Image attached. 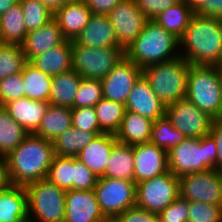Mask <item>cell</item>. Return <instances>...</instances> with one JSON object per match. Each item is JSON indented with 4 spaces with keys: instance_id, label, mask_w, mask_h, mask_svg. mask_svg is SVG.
Wrapping results in <instances>:
<instances>
[{
    "instance_id": "16",
    "label": "cell",
    "mask_w": 222,
    "mask_h": 222,
    "mask_svg": "<svg viewBox=\"0 0 222 222\" xmlns=\"http://www.w3.org/2000/svg\"><path fill=\"white\" fill-rule=\"evenodd\" d=\"M64 222H103L94 190H68L65 195Z\"/></svg>"
},
{
    "instance_id": "47",
    "label": "cell",
    "mask_w": 222,
    "mask_h": 222,
    "mask_svg": "<svg viewBox=\"0 0 222 222\" xmlns=\"http://www.w3.org/2000/svg\"><path fill=\"white\" fill-rule=\"evenodd\" d=\"M92 14L108 15L122 0H84Z\"/></svg>"
},
{
    "instance_id": "41",
    "label": "cell",
    "mask_w": 222,
    "mask_h": 222,
    "mask_svg": "<svg viewBox=\"0 0 222 222\" xmlns=\"http://www.w3.org/2000/svg\"><path fill=\"white\" fill-rule=\"evenodd\" d=\"M24 97L25 90L22 72L12 74L0 80V106H4L10 101Z\"/></svg>"
},
{
    "instance_id": "8",
    "label": "cell",
    "mask_w": 222,
    "mask_h": 222,
    "mask_svg": "<svg viewBox=\"0 0 222 222\" xmlns=\"http://www.w3.org/2000/svg\"><path fill=\"white\" fill-rule=\"evenodd\" d=\"M124 58L123 47L95 48L72 41V69L82 78L102 80Z\"/></svg>"
},
{
    "instance_id": "18",
    "label": "cell",
    "mask_w": 222,
    "mask_h": 222,
    "mask_svg": "<svg viewBox=\"0 0 222 222\" xmlns=\"http://www.w3.org/2000/svg\"><path fill=\"white\" fill-rule=\"evenodd\" d=\"M117 142L116 134L96 135L76 158L83 162L96 177L101 178L105 173L112 148Z\"/></svg>"
},
{
    "instance_id": "15",
    "label": "cell",
    "mask_w": 222,
    "mask_h": 222,
    "mask_svg": "<svg viewBox=\"0 0 222 222\" xmlns=\"http://www.w3.org/2000/svg\"><path fill=\"white\" fill-rule=\"evenodd\" d=\"M133 155L136 184L169 171L168 153L152 142L133 145Z\"/></svg>"
},
{
    "instance_id": "36",
    "label": "cell",
    "mask_w": 222,
    "mask_h": 222,
    "mask_svg": "<svg viewBox=\"0 0 222 222\" xmlns=\"http://www.w3.org/2000/svg\"><path fill=\"white\" fill-rule=\"evenodd\" d=\"M27 62L20 44L0 43V80L23 72Z\"/></svg>"
},
{
    "instance_id": "39",
    "label": "cell",
    "mask_w": 222,
    "mask_h": 222,
    "mask_svg": "<svg viewBox=\"0 0 222 222\" xmlns=\"http://www.w3.org/2000/svg\"><path fill=\"white\" fill-rule=\"evenodd\" d=\"M102 98L101 81L82 78L74 99L73 108L94 107Z\"/></svg>"
},
{
    "instance_id": "33",
    "label": "cell",
    "mask_w": 222,
    "mask_h": 222,
    "mask_svg": "<svg viewBox=\"0 0 222 222\" xmlns=\"http://www.w3.org/2000/svg\"><path fill=\"white\" fill-rule=\"evenodd\" d=\"M29 133L0 106V155L8 156Z\"/></svg>"
},
{
    "instance_id": "32",
    "label": "cell",
    "mask_w": 222,
    "mask_h": 222,
    "mask_svg": "<svg viewBox=\"0 0 222 222\" xmlns=\"http://www.w3.org/2000/svg\"><path fill=\"white\" fill-rule=\"evenodd\" d=\"M194 14L189 6L180 0L176 5L158 15L154 21L180 39Z\"/></svg>"
},
{
    "instance_id": "3",
    "label": "cell",
    "mask_w": 222,
    "mask_h": 222,
    "mask_svg": "<svg viewBox=\"0 0 222 222\" xmlns=\"http://www.w3.org/2000/svg\"><path fill=\"white\" fill-rule=\"evenodd\" d=\"M177 46L180 47L177 37L154 20H148L142 32L125 49V57L144 69L178 58L179 53L173 55Z\"/></svg>"
},
{
    "instance_id": "23",
    "label": "cell",
    "mask_w": 222,
    "mask_h": 222,
    "mask_svg": "<svg viewBox=\"0 0 222 222\" xmlns=\"http://www.w3.org/2000/svg\"><path fill=\"white\" fill-rule=\"evenodd\" d=\"M72 41L65 40L61 45L33 57L29 62L45 74L55 76L72 69Z\"/></svg>"
},
{
    "instance_id": "25",
    "label": "cell",
    "mask_w": 222,
    "mask_h": 222,
    "mask_svg": "<svg viewBox=\"0 0 222 222\" xmlns=\"http://www.w3.org/2000/svg\"><path fill=\"white\" fill-rule=\"evenodd\" d=\"M153 120L126 110L119 131L117 141L122 144L136 145L150 142Z\"/></svg>"
},
{
    "instance_id": "44",
    "label": "cell",
    "mask_w": 222,
    "mask_h": 222,
    "mask_svg": "<svg viewBox=\"0 0 222 222\" xmlns=\"http://www.w3.org/2000/svg\"><path fill=\"white\" fill-rule=\"evenodd\" d=\"M98 177L79 159L74 157V190H92Z\"/></svg>"
},
{
    "instance_id": "30",
    "label": "cell",
    "mask_w": 222,
    "mask_h": 222,
    "mask_svg": "<svg viewBox=\"0 0 222 222\" xmlns=\"http://www.w3.org/2000/svg\"><path fill=\"white\" fill-rule=\"evenodd\" d=\"M71 127L53 141L54 154L63 157H77L79 152L86 147L96 135Z\"/></svg>"
},
{
    "instance_id": "9",
    "label": "cell",
    "mask_w": 222,
    "mask_h": 222,
    "mask_svg": "<svg viewBox=\"0 0 222 222\" xmlns=\"http://www.w3.org/2000/svg\"><path fill=\"white\" fill-rule=\"evenodd\" d=\"M96 199L105 218H115L136 206V183L109 177L98 178Z\"/></svg>"
},
{
    "instance_id": "43",
    "label": "cell",
    "mask_w": 222,
    "mask_h": 222,
    "mask_svg": "<svg viewBox=\"0 0 222 222\" xmlns=\"http://www.w3.org/2000/svg\"><path fill=\"white\" fill-rule=\"evenodd\" d=\"M189 201L179 196L170 203L158 216L160 222H188Z\"/></svg>"
},
{
    "instance_id": "17",
    "label": "cell",
    "mask_w": 222,
    "mask_h": 222,
    "mask_svg": "<svg viewBox=\"0 0 222 222\" xmlns=\"http://www.w3.org/2000/svg\"><path fill=\"white\" fill-rule=\"evenodd\" d=\"M126 110L132 111L153 121L165 116L166 106L156 96L149 82L142 75L132 87L125 103Z\"/></svg>"
},
{
    "instance_id": "42",
    "label": "cell",
    "mask_w": 222,
    "mask_h": 222,
    "mask_svg": "<svg viewBox=\"0 0 222 222\" xmlns=\"http://www.w3.org/2000/svg\"><path fill=\"white\" fill-rule=\"evenodd\" d=\"M72 127L92 133H104L98 123L94 107L71 108Z\"/></svg>"
},
{
    "instance_id": "49",
    "label": "cell",
    "mask_w": 222,
    "mask_h": 222,
    "mask_svg": "<svg viewBox=\"0 0 222 222\" xmlns=\"http://www.w3.org/2000/svg\"><path fill=\"white\" fill-rule=\"evenodd\" d=\"M204 17L222 19V0H209L196 12Z\"/></svg>"
},
{
    "instance_id": "40",
    "label": "cell",
    "mask_w": 222,
    "mask_h": 222,
    "mask_svg": "<svg viewBox=\"0 0 222 222\" xmlns=\"http://www.w3.org/2000/svg\"><path fill=\"white\" fill-rule=\"evenodd\" d=\"M222 206L189 201L188 222H221Z\"/></svg>"
},
{
    "instance_id": "57",
    "label": "cell",
    "mask_w": 222,
    "mask_h": 222,
    "mask_svg": "<svg viewBox=\"0 0 222 222\" xmlns=\"http://www.w3.org/2000/svg\"><path fill=\"white\" fill-rule=\"evenodd\" d=\"M24 222H33V221H31V220L28 219V220H25Z\"/></svg>"
},
{
    "instance_id": "24",
    "label": "cell",
    "mask_w": 222,
    "mask_h": 222,
    "mask_svg": "<svg viewBox=\"0 0 222 222\" xmlns=\"http://www.w3.org/2000/svg\"><path fill=\"white\" fill-rule=\"evenodd\" d=\"M28 219L25 187L10 185L0 191V222H24Z\"/></svg>"
},
{
    "instance_id": "46",
    "label": "cell",
    "mask_w": 222,
    "mask_h": 222,
    "mask_svg": "<svg viewBox=\"0 0 222 222\" xmlns=\"http://www.w3.org/2000/svg\"><path fill=\"white\" fill-rule=\"evenodd\" d=\"M117 218L120 222H160L157 213L149 212L138 206L127 209Z\"/></svg>"
},
{
    "instance_id": "22",
    "label": "cell",
    "mask_w": 222,
    "mask_h": 222,
    "mask_svg": "<svg viewBox=\"0 0 222 222\" xmlns=\"http://www.w3.org/2000/svg\"><path fill=\"white\" fill-rule=\"evenodd\" d=\"M49 104L47 101L24 97L10 101L3 107L19 125L32 134L37 131Z\"/></svg>"
},
{
    "instance_id": "10",
    "label": "cell",
    "mask_w": 222,
    "mask_h": 222,
    "mask_svg": "<svg viewBox=\"0 0 222 222\" xmlns=\"http://www.w3.org/2000/svg\"><path fill=\"white\" fill-rule=\"evenodd\" d=\"M180 196L179 177L170 171L136 184V206L159 214Z\"/></svg>"
},
{
    "instance_id": "19",
    "label": "cell",
    "mask_w": 222,
    "mask_h": 222,
    "mask_svg": "<svg viewBox=\"0 0 222 222\" xmlns=\"http://www.w3.org/2000/svg\"><path fill=\"white\" fill-rule=\"evenodd\" d=\"M74 42L95 48L121 47L107 15L92 14Z\"/></svg>"
},
{
    "instance_id": "7",
    "label": "cell",
    "mask_w": 222,
    "mask_h": 222,
    "mask_svg": "<svg viewBox=\"0 0 222 222\" xmlns=\"http://www.w3.org/2000/svg\"><path fill=\"white\" fill-rule=\"evenodd\" d=\"M25 189L29 220L33 222H64L65 190L60 189L47 178L26 185ZM31 214L36 220L30 218Z\"/></svg>"
},
{
    "instance_id": "34",
    "label": "cell",
    "mask_w": 222,
    "mask_h": 222,
    "mask_svg": "<svg viewBox=\"0 0 222 222\" xmlns=\"http://www.w3.org/2000/svg\"><path fill=\"white\" fill-rule=\"evenodd\" d=\"M99 127L104 133L116 134L122 124L126 111L125 105L102 98L94 106Z\"/></svg>"
},
{
    "instance_id": "4",
    "label": "cell",
    "mask_w": 222,
    "mask_h": 222,
    "mask_svg": "<svg viewBox=\"0 0 222 222\" xmlns=\"http://www.w3.org/2000/svg\"><path fill=\"white\" fill-rule=\"evenodd\" d=\"M217 143L209 133L201 138H185L168 152V168L176 177L215 169Z\"/></svg>"
},
{
    "instance_id": "56",
    "label": "cell",
    "mask_w": 222,
    "mask_h": 222,
    "mask_svg": "<svg viewBox=\"0 0 222 222\" xmlns=\"http://www.w3.org/2000/svg\"><path fill=\"white\" fill-rule=\"evenodd\" d=\"M218 67H219L221 75H222V60H221L220 64L218 65Z\"/></svg>"
},
{
    "instance_id": "29",
    "label": "cell",
    "mask_w": 222,
    "mask_h": 222,
    "mask_svg": "<svg viewBox=\"0 0 222 222\" xmlns=\"http://www.w3.org/2000/svg\"><path fill=\"white\" fill-rule=\"evenodd\" d=\"M27 30L20 2L0 16V43L22 44Z\"/></svg>"
},
{
    "instance_id": "45",
    "label": "cell",
    "mask_w": 222,
    "mask_h": 222,
    "mask_svg": "<svg viewBox=\"0 0 222 222\" xmlns=\"http://www.w3.org/2000/svg\"><path fill=\"white\" fill-rule=\"evenodd\" d=\"M180 0H135L137 7L149 20H154L165 10L176 5Z\"/></svg>"
},
{
    "instance_id": "1",
    "label": "cell",
    "mask_w": 222,
    "mask_h": 222,
    "mask_svg": "<svg viewBox=\"0 0 222 222\" xmlns=\"http://www.w3.org/2000/svg\"><path fill=\"white\" fill-rule=\"evenodd\" d=\"M53 142L28 134L6 158L11 185L26 186L46 179L54 157Z\"/></svg>"
},
{
    "instance_id": "55",
    "label": "cell",
    "mask_w": 222,
    "mask_h": 222,
    "mask_svg": "<svg viewBox=\"0 0 222 222\" xmlns=\"http://www.w3.org/2000/svg\"><path fill=\"white\" fill-rule=\"evenodd\" d=\"M79 1H83V0H65V2H79Z\"/></svg>"
},
{
    "instance_id": "13",
    "label": "cell",
    "mask_w": 222,
    "mask_h": 222,
    "mask_svg": "<svg viewBox=\"0 0 222 222\" xmlns=\"http://www.w3.org/2000/svg\"><path fill=\"white\" fill-rule=\"evenodd\" d=\"M107 16L119 45L124 49L142 32L149 20L137 7L135 0H122Z\"/></svg>"
},
{
    "instance_id": "21",
    "label": "cell",
    "mask_w": 222,
    "mask_h": 222,
    "mask_svg": "<svg viewBox=\"0 0 222 222\" xmlns=\"http://www.w3.org/2000/svg\"><path fill=\"white\" fill-rule=\"evenodd\" d=\"M92 12L86 2H65L54 12V19L58 22L66 40L74 41L81 30L88 24Z\"/></svg>"
},
{
    "instance_id": "6",
    "label": "cell",
    "mask_w": 222,
    "mask_h": 222,
    "mask_svg": "<svg viewBox=\"0 0 222 222\" xmlns=\"http://www.w3.org/2000/svg\"><path fill=\"white\" fill-rule=\"evenodd\" d=\"M190 65L179 56L170 61L147 66L143 69V76L156 96L167 106L186 97Z\"/></svg>"
},
{
    "instance_id": "5",
    "label": "cell",
    "mask_w": 222,
    "mask_h": 222,
    "mask_svg": "<svg viewBox=\"0 0 222 222\" xmlns=\"http://www.w3.org/2000/svg\"><path fill=\"white\" fill-rule=\"evenodd\" d=\"M187 100L211 118H222V75L218 66L190 65Z\"/></svg>"
},
{
    "instance_id": "28",
    "label": "cell",
    "mask_w": 222,
    "mask_h": 222,
    "mask_svg": "<svg viewBox=\"0 0 222 222\" xmlns=\"http://www.w3.org/2000/svg\"><path fill=\"white\" fill-rule=\"evenodd\" d=\"M133 145L117 142L113 148L103 177L134 181Z\"/></svg>"
},
{
    "instance_id": "53",
    "label": "cell",
    "mask_w": 222,
    "mask_h": 222,
    "mask_svg": "<svg viewBox=\"0 0 222 222\" xmlns=\"http://www.w3.org/2000/svg\"><path fill=\"white\" fill-rule=\"evenodd\" d=\"M19 0H0V16L5 14L12 6L17 4Z\"/></svg>"
},
{
    "instance_id": "2",
    "label": "cell",
    "mask_w": 222,
    "mask_h": 222,
    "mask_svg": "<svg viewBox=\"0 0 222 222\" xmlns=\"http://www.w3.org/2000/svg\"><path fill=\"white\" fill-rule=\"evenodd\" d=\"M179 45L191 65L218 66L222 60V19L194 14Z\"/></svg>"
},
{
    "instance_id": "37",
    "label": "cell",
    "mask_w": 222,
    "mask_h": 222,
    "mask_svg": "<svg viewBox=\"0 0 222 222\" xmlns=\"http://www.w3.org/2000/svg\"><path fill=\"white\" fill-rule=\"evenodd\" d=\"M47 179L60 189L74 190V157L54 155Z\"/></svg>"
},
{
    "instance_id": "31",
    "label": "cell",
    "mask_w": 222,
    "mask_h": 222,
    "mask_svg": "<svg viewBox=\"0 0 222 222\" xmlns=\"http://www.w3.org/2000/svg\"><path fill=\"white\" fill-rule=\"evenodd\" d=\"M22 78L25 97L49 102L51 75L43 73L28 61L24 66Z\"/></svg>"
},
{
    "instance_id": "35",
    "label": "cell",
    "mask_w": 222,
    "mask_h": 222,
    "mask_svg": "<svg viewBox=\"0 0 222 222\" xmlns=\"http://www.w3.org/2000/svg\"><path fill=\"white\" fill-rule=\"evenodd\" d=\"M185 138L186 137L172 125L166 115L153 121L150 142L162 148L165 152L168 153L171 151Z\"/></svg>"
},
{
    "instance_id": "48",
    "label": "cell",
    "mask_w": 222,
    "mask_h": 222,
    "mask_svg": "<svg viewBox=\"0 0 222 222\" xmlns=\"http://www.w3.org/2000/svg\"><path fill=\"white\" fill-rule=\"evenodd\" d=\"M210 134L217 143V160L215 170L222 172V118L215 119L212 123Z\"/></svg>"
},
{
    "instance_id": "50",
    "label": "cell",
    "mask_w": 222,
    "mask_h": 222,
    "mask_svg": "<svg viewBox=\"0 0 222 222\" xmlns=\"http://www.w3.org/2000/svg\"><path fill=\"white\" fill-rule=\"evenodd\" d=\"M11 185L8 174V161L6 156L0 155V191Z\"/></svg>"
},
{
    "instance_id": "11",
    "label": "cell",
    "mask_w": 222,
    "mask_h": 222,
    "mask_svg": "<svg viewBox=\"0 0 222 222\" xmlns=\"http://www.w3.org/2000/svg\"><path fill=\"white\" fill-rule=\"evenodd\" d=\"M179 188L188 201L222 206V172L215 169L179 177Z\"/></svg>"
},
{
    "instance_id": "27",
    "label": "cell",
    "mask_w": 222,
    "mask_h": 222,
    "mask_svg": "<svg viewBox=\"0 0 222 222\" xmlns=\"http://www.w3.org/2000/svg\"><path fill=\"white\" fill-rule=\"evenodd\" d=\"M72 127L71 108L49 104L41 123L34 133L42 138L54 141L59 135Z\"/></svg>"
},
{
    "instance_id": "38",
    "label": "cell",
    "mask_w": 222,
    "mask_h": 222,
    "mask_svg": "<svg viewBox=\"0 0 222 222\" xmlns=\"http://www.w3.org/2000/svg\"><path fill=\"white\" fill-rule=\"evenodd\" d=\"M19 2L28 33L45 25L54 17V12L39 0H19Z\"/></svg>"
},
{
    "instance_id": "52",
    "label": "cell",
    "mask_w": 222,
    "mask_h": 222,
    "mask_svg": "<svg viewBox=\"0 0 222 222\" xmlns=\"http://www.w3.org/2000/svg\"><path fill=\"white\" fill-rule=\"evenodd\" d=\"M182 1L185 2L194 13H196L205 4V2L209 0H182Z\"/></svg>"
},
{
    "instance_id": "12",
    "label": "cell",
    "mask_w": 222,
    "mask_h": 222,
    "mask_svg": "<svg viewBox=\"0 0 222 222\" xmlns=\"http://www.w3.org/2000/svg\"><path fill=\"white\" fill-rule=\"evenodd\" d=\"M165 115L186 138L208 135L214 121L186 98L167 105Z\"/></svg>"
},
{
    "instance_id": "20",
    "label": "cell",
    "mask_w": 222,
    "mask_h": 222,
    "mask_svg": "<svg viewBox=\"0 0 222 222\" xmlns=\"http://www.w3.org/2000/svg\"><path fill=\"white\" fill-rule=\"evenodd\" d=\"M65 40L58 22L52 18L45 25L27 33L21 46L27 61H30L33 57L61 45Z\"/></svg>"
},
{
    "instance_id": "51",
    "label": "cell",
    "mask_w": 222,
    "mask_h": 222,
    "mask_svg": "<svg viewBox=\"0 0 222 222\" xmlns=\"http://www.w3.org/2000/svg\"><path fill=\"white\" fill-rule=\"evenodd\" d=\"M39 1L43 2L52 12H55L65 3V0H39Z\"/></svg>"
},
{
    "instance_id": "54",
    "label": "cell",
    "mask_w": 222,
    "mask_h": 222,
    "mask_svg": "<svg viewBox=\"0 0 222 222\" xmlns=\"http://www.w3.org/2000/svg\"><path fill=\"white\" fill-rule=\"evenodd\" d=\"M103 222H120L117 217L115 218H105Z\"/></svg>"
},
{
    "instance_id": "14",
    "label": "cell",
    "mask_w": 222,
    "mask_h": 222,
    "mask_svg": "<svg viewBox=\"0 0 222 222\" xmlns=\"http://www.w3.org/2000/svg\"><path fill=\"white\" fill-rule=\"evenodd\" d=\"M143 69L126 57L122 59L101 81L103 98L125 105Z\"/></svg>"
},
{
    "instance_id": "26",
    "label": "cell",
    "mask_w": 222,
    "mask_h": 222,
    "mask_svg": "<svg viewBox=\"0 0 222 222\" xmlns=\"http://www.w3.org/2000/svg\"><path fill=\"white\" fill-rule=\"evenodd\" d=\"M81 79L82 77L73 69L52 76L49 103L55 106L73 108Z\"/></svg>"
}]
</instances>
